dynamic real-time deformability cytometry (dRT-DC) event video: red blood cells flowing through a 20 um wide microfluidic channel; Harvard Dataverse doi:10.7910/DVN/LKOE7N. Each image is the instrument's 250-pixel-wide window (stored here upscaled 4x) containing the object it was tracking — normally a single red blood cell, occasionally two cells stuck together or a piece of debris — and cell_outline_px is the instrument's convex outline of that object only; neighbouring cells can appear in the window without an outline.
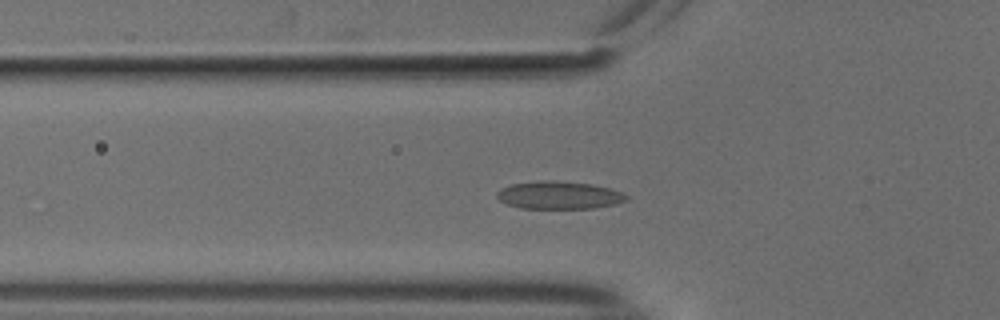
{"species": "common noctule bat (a hibernating species)", "species_latin": "Nyctalus noctula", "temperature_condition": "cold", "stored_images_in_passage": 53, "camera_frame_rate_fps": 3000, "um_per_image_px": 0.085, "animal": {"sex": "male", "body_mass_g": 18.8}, "frame": {"image": 1, "passage_image": 18, "time_ms": 5.667, "image_size_px": [1000, 320], "cell_outline_px": [[628, 200], [616, 204], [592, 208], [520, 208], [508, 204], [500, 200], [496, 196], [496, 192], [500, 188], [512, 184], [544, 180], [552, 180], [592, 184], [608, 188], [620, 192], [628, 196]], "centroid_in_image_um": [47.5, 16.59], "position_along_channel_um": 78.3, "area_um2": 20.81}}
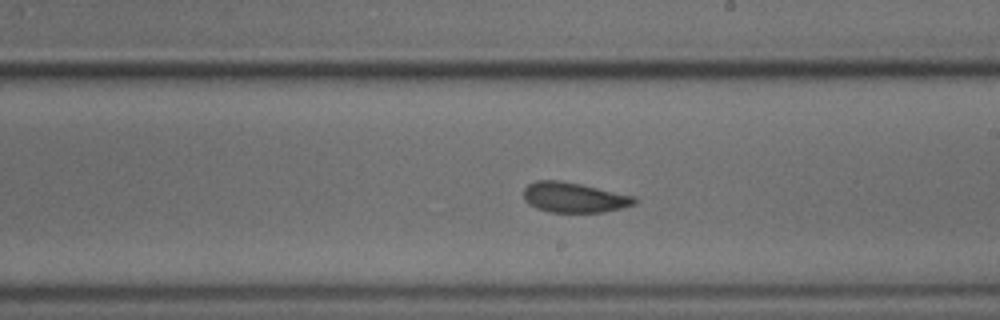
{"frame": {"image": 2, "passage_image": 31, "time_ms": 10.0, "image_size_px": [1000, 320], "cell_outline_px": [[636, 204], [604, 212], [552, 212], [536, 208], [528, 204], [524, 200], [524, 188], [528, 184], [536, 180], [560, 180], [580, 184], [636, 196]], "centroid_in_image_um": [48.78, 16.78], "position_along_channel_um": 240.2, "area_um2": 19.48}}
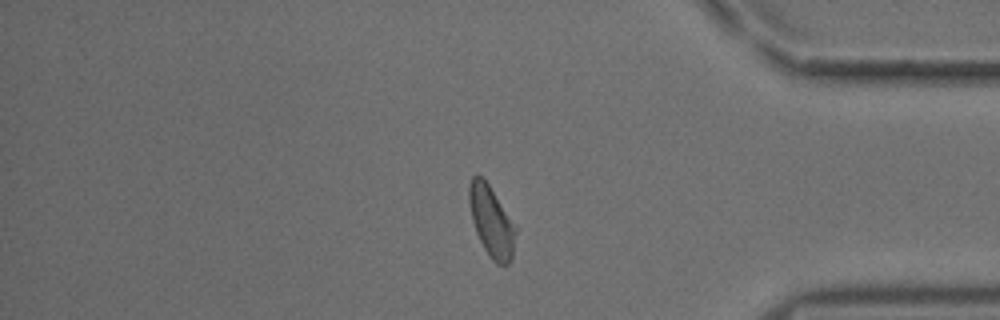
{"frame": {"image": 3, "passage_image": 45, "time_ms": 14.667, "image_size_px": [1000, 320], "cell_outline_px": [[516, 232], [512, 256], [508, 264], [496, 264], [492, 260], [484, 248], [476, 232], [472, 220], [468, 200], [468, 188], [472, 176], [476, 172], [488, 184], [516, 228]], "centroid_in_image_um": [41.74, 18.82], "position_along_channel_um": 393.5, "area_um2": 18.79}, "authors_computed_cell_mechanics": {"area_um2": 19.8254, "velocity_mm_per_s": 3.7232, "shape_relaxation_time_tau1_ms": 4.0946, "shape_relaxation_time_tau2_ms": 1.4043, "deformation_change_tau1": 0.117, "deformation_change_tau2": 0.0724}}